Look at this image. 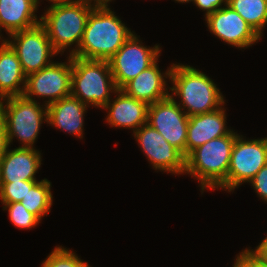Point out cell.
Here are the masks:
<instances>
[{
    "mask_svg": "<svg viewBox=\"0 0 267 267\" xmlns=\"http://www.w3.org/2000/svg\"><path fill=\"white\" fill-rule=\"evenodd\" d=\"M89 107L72 95L66 96L47 105V124L82 139L84 116Z\"/></svg>",
    "mask_w": 267,
    "mask_h": 267,
    "instance_id": "obj_18",
    "label": "cell"
},
{
    "mask_svg": "<svg viewBox=\"0 0 267 267\" xmlns=\"http://www.w3.org/2000/svg\"><path fill=\"white\" fill-rule=\"evenodd\" d=\"M111 1L112 0H84V2L93 7H109L108 4H110Z\"/></svg>",
    "mask_w": 267,
    "mask_h": 267,
    "instance_id": "obj_31",
    "label": "cell"
},
{
    "mask_svg": "<svg viewBox=\"0 0 267 267\" xmlns=\"http://www.w3.org/2000/svg\"><path fill=\"white\" fill-rule=\"evenodd\" d=\"M66 58L67 62L54 61L40 71L28 75L23 95L31 100H35V96L48 98L44 101L46 106L71 95L72 56Z\"/></svg>",
    "mask_w": 267,
    "mask_h": 267,
    "instance_id": "obj_10",
    "label": "cell"
},
{
    "mask_svg": "<svg viewBox=\"0 0 267 267\" xmlns=\"http://www.w3.org/2000/svg\"><path fill=\"white\" fill-rule=\"evenodd\" d=\"M10 147L8 142V136L6 132V120H5V110H4V99L0 100V162L3 155Z\"/></svg>",
    "mask_w": 267,
    "mask_h": 267,
    "instance_id": "obj_28",
    "label": "cell"
},
{
    "mask_svg": "<svg viewBox=\"0 0 267 267\" xmlns=\"http://www.w3.org/2000/svg\"><path fill=\"white\" fill-rule=\"evenodd\" d=\"M234 260L233 267H267V264L260 262L247 248L236 255Z\"/></svg>",
    "mask_w": 267,
    "mask_h": 267,
    "instance_id": "obj_27",
    "label": "cell"
},
{
    "mask_svg": "<svg viewBox=\"0 0 267 267\" xmlns=\"http://www.w3.org/2000/svg\"><path fill=\"white\" fill-rule=\"evenodd\" d=\"M158 59L147 69L138 74L135 78L127 82L121 90L128 96L143 101L151 105L159 100L170 96L168 89V79L170 81L172 66H169L164 73L158 65Z\"/></svg>",
    "mask_w": 267,
    "mask_h": 267,
    "instance_id": "obj_14",
    "label": "cell"
},
{
    "mask_svg": "<svg viewBox=\"0 0 267 267\" xmlns=\"http://www.w3.org/2000/svg\"><path fill=\"white\" fill-rule=\"evenodd\" d=\"M116 88L109 62L72 56L71 95L85 105L103 108Z\"/></svg>",
    "mask_w": 267,
    "mask_h": 267,
    "instance_id": "obj_5",
    "label": "cell"
},
{
    "mask_svg": "<svg viewBox=\"0 0 267 267\" xmlns=\"http://www.w3.org/2000/svg\"><path fill=\"white\" fill-rule=\"evenodd\" d=\"M41 157L35 148H8L0 162V183L38 181L35 174L42 164Z\"/></svg>",
    "mask_w": 267,
    "mask_h": 267,
    "instance_id": "obj_15",
    "label": "cell"
},
{
    "mask_svg": "<svg viewBox=\"0 0 267 267\" xmlns=\"http://www.w3.org/2000/svg\"><path fill=\"white\" fill-rule=\"evenodd\" d=\"M262 200L267 202V164L249 182Z\"/></svg>",
    "mask_w": 267,
    "mask_h": 267,
    "instance_id": "obj_26",
    "label": "cell"
},
{
    "mask_svg": "<svg viewBox=\"0 0 267 267\" xmlns=\"http://www.w3.org/2000/svg\"><path fill=\"white\" fill-rule=\"evenodd\" d=\"M38 7L36 0H0V33L4 29L10 35L40 24V17L35 14Z\"/></svg>",
    "mask_w": 267,
    "mask_h": 267,
    "instance_id": "obj_19",
    "label": "cell"
},
{
    "mask_svg": "<svg viewBox=\"0 0 267 267\" xmlns=\"http://www.w3.org/2000/svg\"><path fill=\"white\" fill-rule=\"evenodd\" d=\"M115 94L114 100L110 99L103 107L108 110L106 122L114 128L132 129L134 133L147 123L149 105L126 95L121 89H118Z\"/></svg>",
    "mask_w": 267,
    "mask_h": 267,
    "instance_id": "obj_17",
    "label": "cell"
},
{
    "mask_svg": "<svg viewBox=\"0 0 267 267\" xmlns=\"http://www.w3.org/2000/svg\"><path fill=\"white\" fill-rule=\"evenodd\" d=\"M260 262L267 264V236L262 240L255 250L247 248Z\"/></svg>",
    "mask_w": 267,
    "mask_h": 267,
    "instance_id": "obj_30",
    "label": "cell"
},
{
    "mask_svg": "<svg viewBox=\"0 0 267 267\" xmlns=\"http://www.w3.org/2000/svg\"><path fill=\"white\" fill-rule=\"evenodd\" d=\"M232 7L260 36L267 25V0H227Z\"/></svg>",
    "mask_w": 267,
    "mask_h": 267,
    "instance_id": "obj_22",
    "label": "cell"
},
{
    "mask_svg": "<svg viewBox=\"0 0 267 267\" xmlns=\"http://www.w3.org/2000/svg\"><path fill=\"white\" fill-rule=\"evenodd\" d=\"M225 107L212 112L189 116L186 139V157L206 142L228 135L233 129L226 126Z\"/></svg>",
    "mask_w": 267,
    "mask_h": 267,
    "instance_id": "obj_16",
    "label": "cell"
},
{
    "mask_svg": "<svg viewBox=\"0 0 267 267\" xmlns=\"http://www.w3.org/2000/svg\"><path fill=\"white\" fill-rule=\"evenodd\" d=\"M51 187V182L47 179L37 181L21 200L22 205L40 221L50 213L53 205Z\"/></svg>",
    "mask_w": 267,
    "mask_h": 267,
    "instance_id": "obj_21",
    "label": "cell"
},
{
    "mask_svg": "<svg viewBox=\"0 0 267 267\" xmlns=\"http://www.w3.org/2000/svg\"><path fill=\"white\" fill-rule=\"evenodd\" d=\"M40 17L53 49L61 55L69 50L73 56L81 43L83 33L93 6L86 2L50 5Z\"/></svg>",
    "mask_w": 267,
    "mask_h": 267,
    "instance_id": "obj_4",
    "label": "cell"
},
{
    "mask_svg": "<svg viewBox=\"0 0 267 267\" xmlns=\"http://www.w3.org/2000/svg\"><path fill=\"white\" fill-rule=\"evenodd\" d=\"M174 1H177L178 3H189L190 2H193V0H174Z\"/></svg>",
    "mask_w": 267,
    "mask_h": 267,
    "instance_id": "obj_33",
    "label": "cell"
},
{
    "mask_svg": "<svg viewBox=\"0 0 267 267\" xmlns=\"http://www.w3.org/2000/svg\"><path fill=\"white\" fill-rule=\"evenodd\" d=\"M237 135L232 130L197 147L186 157L185 174L199 181L201 193L205 189L227 191L228 169Z\"/></svg>",
    "mask_w": 267,
    "mask_h": 267,
    "instance_id": "obj_3",
    "label": "cell"
},
{
    "mask_svg": "<svg viewBox=\"0 0 267 267\" xmlns=\"http://www.w3.org/2000/svg\"><path fill=\"white\" fill-rule=\"evenodd\" d=\"M8 36L4 40L16 52L26 77L52 64L51 58L58 55L41 24Z\"/></svg>",
    "mask_w": 267,
    "mask_h": 267,
    "instance_id": "obj_7",
    "label": "cell"
},
{
    "mask_svg": "<svg viewBox=\"0 0 267 267\" xmlns=\"http://www.w3.org/2000/svg\"><path fill=\"white\" fill-rule=\"evenodd\" d=\"M48 1L52 2V4L50 5L75 4V3L84 2V0H48Z\"/></svg>",
    "mask_w": 267,
    "mask_h": 267,
    "instance_id": "obj_32",
    "label": "cell"
},
{
    "mask_svg": "<svg viewBox=\"0 0 267 267\" xmlns=\"http://www.w3.org/2000/svg\"><path fill=\"white\" fill-rule=\"evenodd\" d=\"M267 164V137L244 139L237 135L227 175V192L248 183Z\"/></svg>",
    "mask_w": 267,
    "mask_h": 267,
    "instance_id": "obj_8",
    "label": "cell"
},
{
    "mask_svg": "<svg viewBox=\"0 0 267 267\" xmlns=\"http://www.w3.org/2000/svg\"><path fill=\"white\" fill-rule=\"evenodd\" d=\"M84 267H92V266H90V265L87 263Z\"/></svg>",
    "mask_w": 267,
    "mask_h": 267,
    "instance_id": "obj_34",
    "label": "cell"
},
{
    "mask_svg": "<svg viewBox=\"0 0 267 267\" xmlns=\"http://www.w3.org/2000/svg\"><path fill=\"white\" fill-rule=\"evenodd\" d=\"M3 210L8 211L10 221L20 229H32L40 223V220L31 214L21 202L3 204Z\"/></svg>",
    "mask_w": 267,
    "mask_h": 267,
    "instance_id": "obj_24",
    "label": "cell"
},
{
    "mask_svg": "<svg viewBox=\"0 0 267 267\" xmlns=\"http://www.w3.org/2000/svg\"><path fill=\"white\" fill-rule=\"evenodd\" d=\"M4 110L9 145L16 137L19 147L34 148L41 124L47 122V106L20 95L4 99Z\"/></svg>",
    "mask_w": 267,
    "mask_h": 267,
    "instance_id": "obj_6",
    "label": "cell"
},
{
    "mask_svg": "<svg viewBox=\"0 0 267 267\" xmlns=\"http://www.w3.org/2000/svg\"><path fill=\"white\" fill-rule=\"evenodd\" d=\"M140 149L148 158L155 170L179 175L185 173L186 157L165 140V138L149 124L142 125L133 133Z\"/></svg>",
    "mask_w": 267,
    "mask_h": 267,
    "instance_id": "obj_12",
    "label": "cell"
},
{
    "mask_svg": "<svg viewBox=\"0 0 267 267\" xmlns=\"http://www.w3.org/2000/svg\"><path fill=\"white\" fill-rule=\"evenodd\" d=\"M134 33L109 7H93L74 57L108 61Z\"/></svg>",
    "mask_w": 267,
    "mask_h": 267,
    "instance_id": "obj_1",
    "label": "cell"
},
{
    "mask_svg": "<svg viewBox=\"0 0 267 267\" xmlns=\"http://www.w3.org/2000/svg\"><path fill=\"white\" fill-rule=\"evenodd\" d=\"M205 21L211 34L236 48L246 49L261 39L252 27L228 4L208 15Z\"/></svg>",
    "mask_w": 267,
    "mask_h": 267,
    "instance_id": "obj_13",
    "label": "cell"
},
{
    "mask_svg": "<svg viewBox=\"0 0 267 267\" xmlns=\"http://www.w3.org/2000/svg\"><path fill=\"white\" fill-rule=\"evenodd\" d=\"M0 100L23 95L26 75L16 52L4 40H0Z\"/></svg>",
    "mask_w": 267,
    "mask_h": 267,
    "instance_id": "obj_20",
    "label": "cell"
},
{
    "mask_svg": "<svg viewBox=\"0 0 267 267\" xmlns=\"http://www.w3.org/2000/svg\"><path fill=\"white\" fill-rule=\"evenodd\" d=\"M88 262H84L78 255L63 246H56L55 249L42 262V267H84Z\"/></svg>",
    "mask_w": 267,
    "mask_h": 267,
    "instance_id": "obj_23",
    "label": "cell"
},
{
    "mask_svg": "<svg viewBox=\"0 0 267 267\" xmlns=\"http://www.w3.org/2000/svg\"><path fill=\"white\" fill-rule=\"evenodd\" d=\"M37 181H19L0 183V200L2 204L21 202L23 197Z\"/></svg>",
    "mask_w": 267,
    "mask_h": 267,
    "instance_id": "obj_25",
    "label": "cell"
},
{
    "mask_svg": "<svg viewBox=\"0 0 267 267\" xmlns=\"http://www.w3.org/2000/svg\"><path fill=\"white\" fill-rule=\"evenodd\" d=\"M172 96L148 107L147 124L156 129L167 142L186 157V139L189 116Z\"/></svg>",
    "mask_w": 267,
    "mask_h": 267,
    "instance_id": "obj_11",
    "label": "cell"
},
{
    "mask_svg": "<svg viewBox=\"0 0 267 267\" xmlns=\"http://www.w3.org/2000/svg\"><path fill=\"white\" fill-rule=\"evenodd\" d=\"M170 82V96L180 98L177 104L188 116L212 112L225 104L213 80L193 66L173 63Z\"/></svg>",
    "mask_w": 267,
    "mask_h": 267,
    "instance_id": "obj_2",
    "label": "cell"
},
{
    "mask_svg": "<svg viewBox=\"0 0 267 267\" xmlns=\"http://www.w3.org/2000/svg\"><path fill=\"white\" fill-rule=\"evenodd\" d=\"M196 7L200 10L205 11V18L214 13L216 10L222 8V5L227 4V0H193Z\"/></svg>",
    "mask_w": 267,
    "mask_h": 267,
    "instance_id": "obj_29",
    "label": "cell"
},
{
    "mask_svg": "<svg viewBox=\"0 0 267 267\" xmlns=\"http://www.w3.org/2000/svg\"><path fill=\"white\" fill-rule=\"evenodd\" d=\"M133 33L119 50L108 60L117 89L150 67L160 56L159 45L147 47Z\"/></svg>",
    "mask_w": 267,
    "mask_h": 267,
    "instance_id": "obj_9",
    "label": "cell"
}]
</instances>
